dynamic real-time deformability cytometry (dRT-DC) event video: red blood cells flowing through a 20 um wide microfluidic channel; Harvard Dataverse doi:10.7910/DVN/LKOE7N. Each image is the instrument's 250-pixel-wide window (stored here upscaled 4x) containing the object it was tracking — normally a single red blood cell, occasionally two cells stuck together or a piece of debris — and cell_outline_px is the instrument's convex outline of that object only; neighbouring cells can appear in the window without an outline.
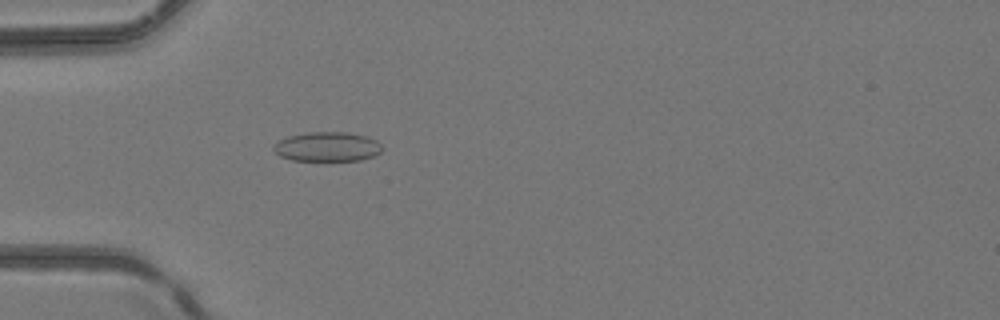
{"species": "common noctule bat (a hibernating species)", "species_latin": "Nyctalus noctula", "temperature_condition": "room temperature", "stored_images_in_passage": 4, "camera_frame_rate_fps": 3000, "um_per_image_px": 0.085, "animal": {"sex": "female", "body_mass_g": 24.6, "forearm_length_mm": 56.2}, "frame": {"image": 1, "passage_image": 4, "time_ms": 4.0, "image_size_px": [1000, 320], "cell_outline_px": [[384, 148], [380, 152], [372, 156], [360, 160], [292, 160], [280, 156], [272, 148], [280, 140], [288, 136], [308, 132], [348, 132], [368, 136], [376, 140]], "centroid_in_image_um": [27.85, 12.46], "position_along_channel_um": 57.2, "area_um2": 18.55}}